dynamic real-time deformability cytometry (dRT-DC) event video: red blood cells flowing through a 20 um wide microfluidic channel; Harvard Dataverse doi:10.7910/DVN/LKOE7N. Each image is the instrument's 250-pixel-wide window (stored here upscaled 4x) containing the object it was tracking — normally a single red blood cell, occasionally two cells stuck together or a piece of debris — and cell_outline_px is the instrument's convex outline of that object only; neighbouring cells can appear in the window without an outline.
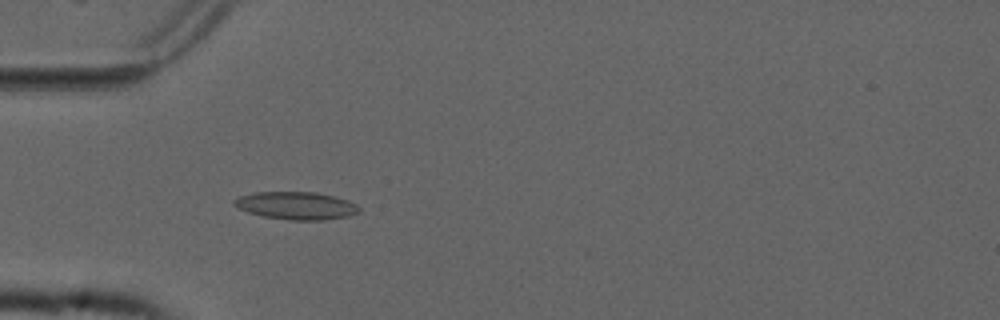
{"species": "common noctule bat (a hibernating species)", "species_latin": "Nyctalus noctula", "temperature_condition": "cold", "stored_images_in_passage": 55, "camera_frame_rate_fps": 3000, "um_per_image_px": 0.085, "animal": {"sex": "male", "forearm_length_mm": 52.5}, "frame": {"image": 1, "passage_image": 17, "time_ms": 5.333, "image_size_px": [1000, 320], "cell_outline_px": [[360, 212], [348, 216], [324, 220], [288, 220], [264, 216], [248, 212], [236, 208], [232, 204], [232, 200], [240, 196], [256, 192], [316, 192], [348, 200], [356, 204], [360, 208]], "centroid_in_image_um": [25.16, 17.48], "position_along_channel_um": 59.8, "area_um2": 20.23}}
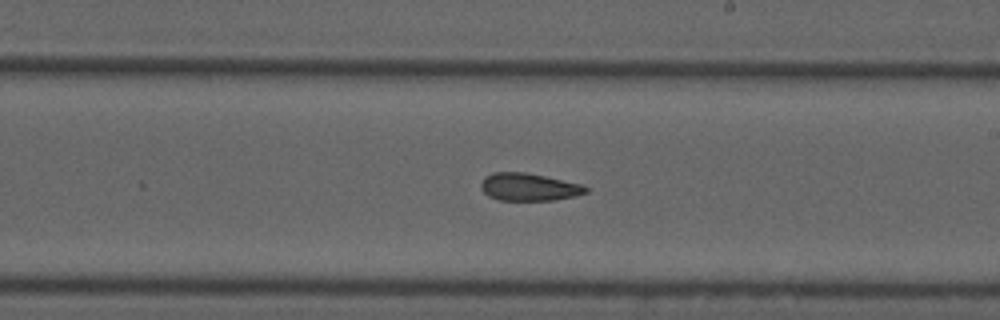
{"frame": {"image": 2, "passage_image": 32, "time_ms": 10.333, "image_size_px": [1000, 320], "cell_outline_px": [[588, 192], [576, 196], [552, 200], [500, 200], [488, 196], [480, 188], [480, 184], [484, 176], [492, 172], [524, 172], [584, 184], [588, 188]], "centroid_in_image_um": [44.95, 15.89], "position_along_channel_um": 244.0, "area_um2": 16.99}}
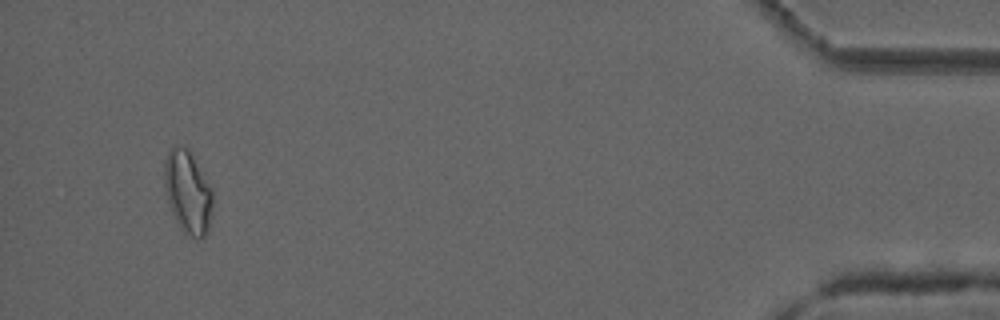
{"frame": {"image": 3, "passage_image": 52, "time_ms": 17.0, "image_size_px": [1000, 320], "cell_outline_px": [[212, 216], [208, 228], [204, 236], [200, 240], [196, 240], [188, 236], [180, 228], [172, 212], [168, 200], [164, 184], [164, 160], [172, 144], [176, 144], [188, 148], [212, 188]], "centroid_in_image_um": [15.96, 16.32], "position_along_channel_um": 419.2, "area_um2": 23.58}, "authors_computed_cell_mechanics": {"area_um2": 18.1492, "velocity_mm_per_s": 3.7545, "shape_relaxation_time_tau1_ms": null, "shape_relaxation_time_tau2_ms": 2.8531, "deformation_change_tau1": null, "deformation_change_tau2": 0.0883}}